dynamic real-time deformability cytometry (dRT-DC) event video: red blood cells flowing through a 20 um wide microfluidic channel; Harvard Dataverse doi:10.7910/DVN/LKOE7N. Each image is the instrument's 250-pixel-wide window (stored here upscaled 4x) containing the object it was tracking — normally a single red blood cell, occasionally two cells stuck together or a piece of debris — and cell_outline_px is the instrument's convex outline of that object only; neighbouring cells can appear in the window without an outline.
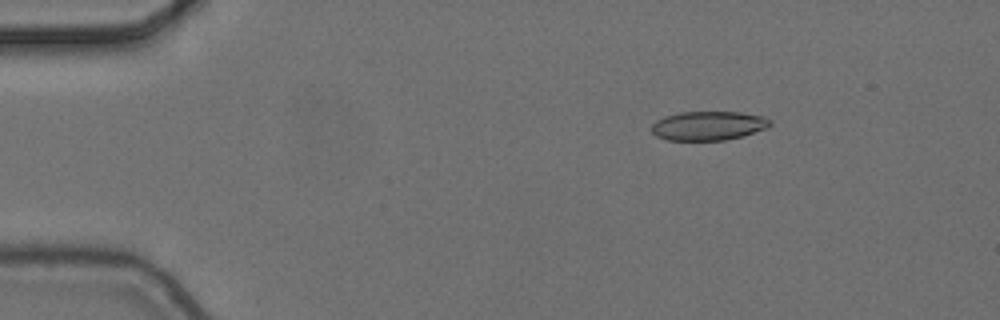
{"species": "common noctule bat (a hibernating species)", "species_latin": "Nyctalus noctula", "temperature_condition": "cold", "stored_images_in_passage": 4, "camera_frame_rate_fps": 3000, "um_per_image_px": 0.085, "animal": {"sex": "female", "body_mass_g": 24.6, "forearm_length_mm": 56.2}, "frame": {"image": 1, "passage_image": 4, "time_ms": 1.0, "image_size_px": [1000, 320], "cell_outline_px": [[772, 124], [768, 128], [744, 136], [724, 140], [668, 140], [656, 136], [652, 132], [652, 124], [656, 120], [664, 116], [680, 112], [740, 112], [764, 116], [772, 120]], "centroid_in_image_um": [60.25, 10.68], "position_along_channel_um": 24.8, "area_um2": 20.29}}